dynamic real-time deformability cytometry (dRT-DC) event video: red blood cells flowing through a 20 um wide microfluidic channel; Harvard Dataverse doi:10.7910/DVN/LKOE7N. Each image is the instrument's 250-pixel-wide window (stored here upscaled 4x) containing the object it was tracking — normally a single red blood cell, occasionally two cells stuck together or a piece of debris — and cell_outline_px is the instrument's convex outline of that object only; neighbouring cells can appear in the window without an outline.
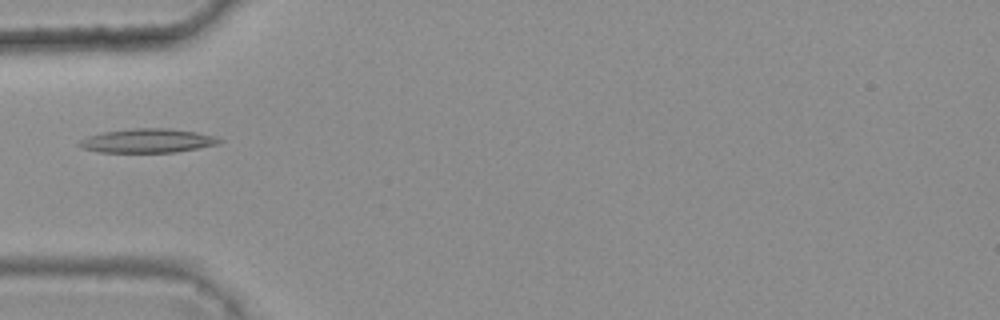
{"species": "common noctule bat (a hibernating species)", "species_latin": "Nyctalus noctula", "temperature_condition": "warm", "stored_images_in_passage": 4, "camera_frame_rate_fps": 3000, "um_per_image_px": 0.085, "animal": {"sex": "female", "body_mass_g": 25.1}, "frame": {"image": 1, "passage_image": 4, "time_ms": 1.0, "image_size_px": [1000, 320], "cell_outline_px": [[224, 140], [216, 144], [176, 152], [100, 152], [84, 148], [76, 144], [80, 140], [88, 136], [104, 132], [132, 128], [168, 128], [196, 132], [212, 136]], "centroid_in_image_um": [12.51, 11.96], "position_along_channel_um": 72.5, "area_um2": 19.31}}